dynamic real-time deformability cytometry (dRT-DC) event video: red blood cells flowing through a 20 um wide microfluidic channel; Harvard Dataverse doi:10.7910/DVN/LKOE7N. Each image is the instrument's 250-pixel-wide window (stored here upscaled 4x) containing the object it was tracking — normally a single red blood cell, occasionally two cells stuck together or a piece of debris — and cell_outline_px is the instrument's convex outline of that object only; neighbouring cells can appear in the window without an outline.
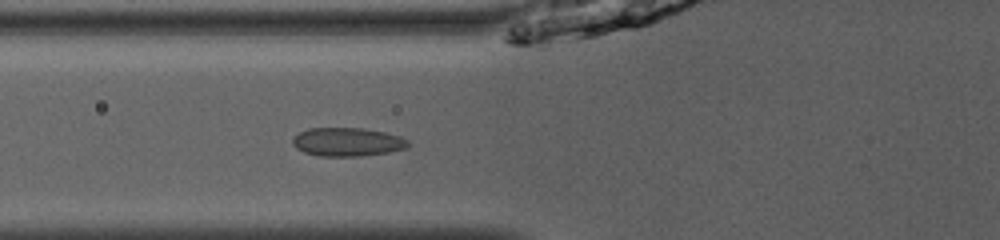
{"species": "common noctule bat (a hibernating species)", "species_latin": "Nyctalus noctula", "temperature_condition": "room temperature", "stored_images_in_passage": 34, "camera_frame_rate_fps": 3000, "um_per_image_px": 0.085, "animal": {"sex": "male", "body_mass_g": 13.0, "forearm_length_mm": 53.1}, "frame": {"image": 1, "passage_image": 4, "time_ms": 1.0, "image_size_px": [1000, 240], "cell_outline_px": [[408, 144], [404, 148], [388, 152], [360, 156], [320, 156], [304, 152], [296, 148], [292, 144], [292, 140], [300, 132], [308, 128], [364, 128], [384, 132], [400, 136], [408, 140]], "centroid_in_image_um": [29.5, 12.06], "position_along_channel_um": 96.3, "area_um2": 19.07}}
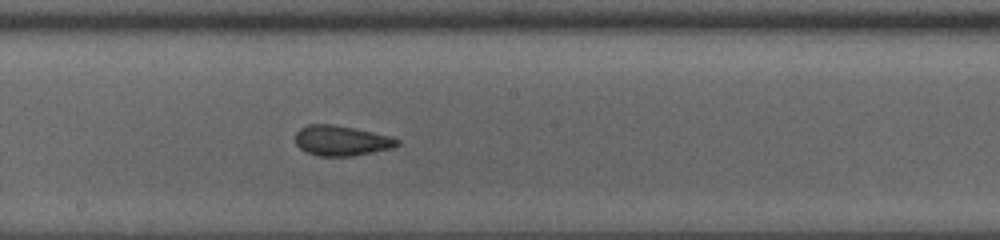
{"frame": {"image": 2, "passage_image": 13, "time_ms": 4.0, "image_size_px": [1000, 240], "cell_outline_px": [[400, 144], [392, 148], [352, 156], [320, 156], [308, 152], [300, 148], [296, 144], [296, 132], [300, 128], [308, 124], [332, 124], [372, 132], [388, 136], [400, 140]], "centroid_in_image_um": [29.01, 11.95], "position_along_channel_um": 219.2, "area_um2": 17.69}}
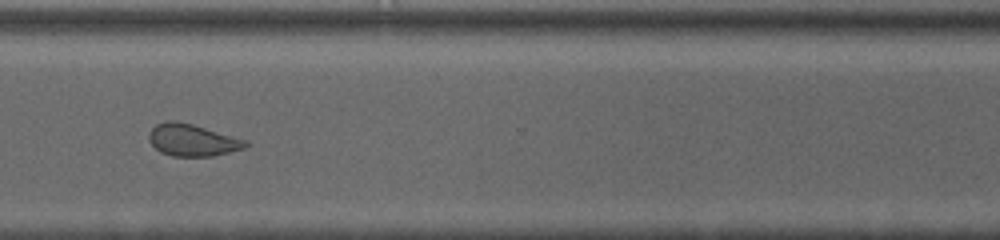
{"frame": {"image": 3, "passage_image": 23, "time_ms": 7.333, "image_size_px": [1000, 240], "cell_outline_px": [[248, 144], [244, 148], [212, 156], [172, 156], [160, 152], [148, 140], [148, 136], [152, 128], [156, 124], [168, 120], [172, 120], [192, 124], [248, 140]], "centroid_in_image_um": [16.34, 11.9], "position_along_channel_um": 354.3, "area_um2": 17.92}, "authors_computed_cell_mechanics": {"area_um2": 18.4382, "velocity_mm_per_s": 4.0724, "shape_relaxation_time_tau1_ms": 4.6939, "shape_relaxation_time_tau2_ms": 1.2409, "deformation_change_tau1": 0.1092, "deformation_change_tau2": 0.0759}}